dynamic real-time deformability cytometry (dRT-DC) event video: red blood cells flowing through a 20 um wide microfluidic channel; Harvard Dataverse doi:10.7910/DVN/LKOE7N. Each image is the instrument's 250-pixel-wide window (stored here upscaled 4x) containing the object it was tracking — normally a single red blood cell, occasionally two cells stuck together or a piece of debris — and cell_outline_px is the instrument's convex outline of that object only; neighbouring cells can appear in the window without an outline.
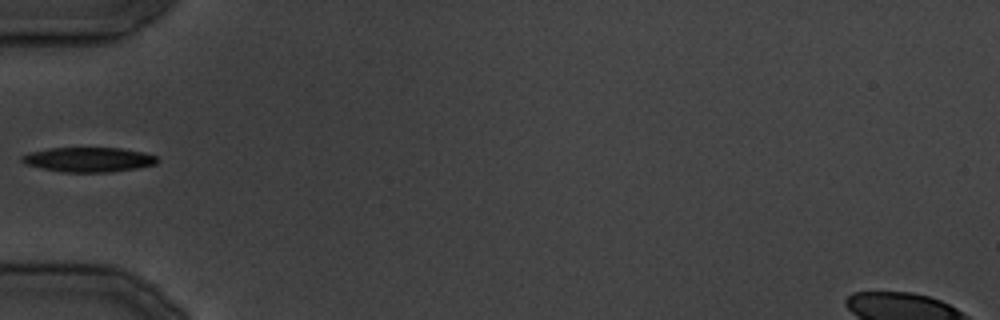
{"species": "common noctule bat (a hibernating species)", "species_latin": "Nyctalus noctula", "temperature_condition": "cold", "stored_images_in_passage": 9, "camera_frame_rate_fps": 3000, "um_per_image_px": 0.085, "animal": {"sex": "male", "body_mass_g": 19.5, "forearm_length_mm": 54.6}, "frame": {"image": 1, "passage_image": 1, "time_ms": 0.0, "image_size_px": [1000, 320], "cell_outline_px": [[160, 160], [156, 164], [136, 168], [112, 172], [60, 172], [40, 168], [24, 164], [20, 160], [20, 156], [28, 152], [52, 148], [120, 148], [144, 152], [156, 156]], "centroid_in_image_um": [7.5, 13.57], "position_along_channel_um": 77.5, "area_um2": 19.65}}
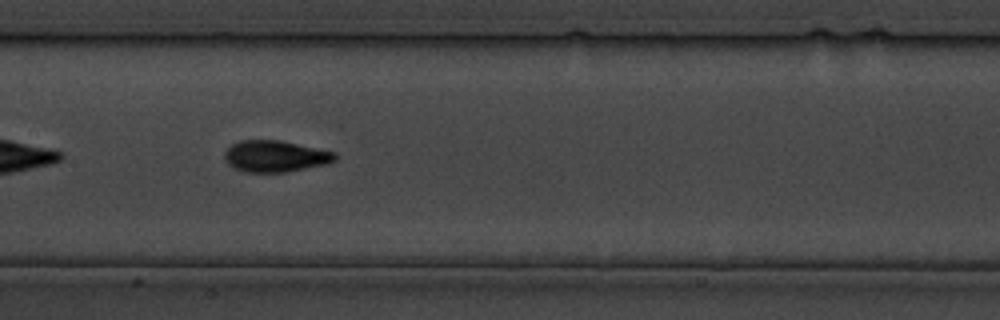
{"frame": {"image": 2, "passage_image": 7, "time_ms": 6.667, "image_size_px": [1000, 320], "cell_outline_px": [[336, 160], [328, 164], [284, 172], [244, 172], [232, 168], [224, 160], [224, 152], [232, 144], [240, 140], [280, 140], [336, 152]], "centroid_in_image_um": [23.38, 13.28], "position_along_channel_um": 184.0, "area_um2": 20.4}}